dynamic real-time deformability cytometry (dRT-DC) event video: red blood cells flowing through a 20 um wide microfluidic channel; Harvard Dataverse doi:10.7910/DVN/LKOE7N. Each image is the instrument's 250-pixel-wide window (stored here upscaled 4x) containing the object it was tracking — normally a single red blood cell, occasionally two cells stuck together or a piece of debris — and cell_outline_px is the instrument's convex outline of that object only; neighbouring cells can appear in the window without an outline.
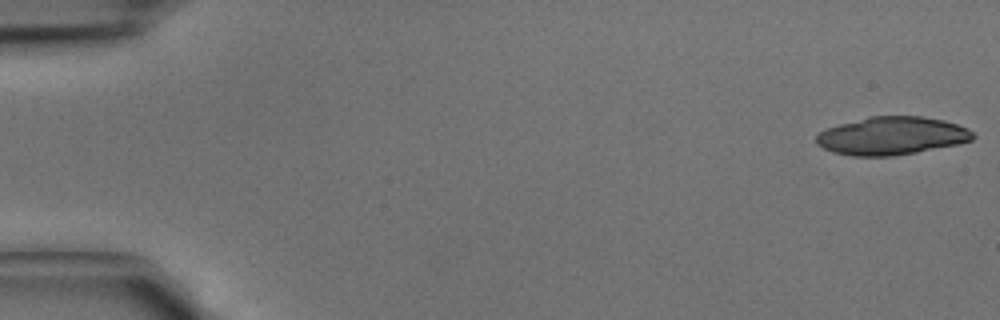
{"species": "common noctule bat (a hibernating species)", "species_latin": "Nyctalus noctula", "temperature_condition": "cold", "stored_images_in_passage": 43, "camera_frame_rate_fps": 3000, "um_per_image_px": 0.085, "animal": {"sex": "male", "body_mass_g": 15.6}, "frame": {"image": 1, "passage_image": 1, "time_ms": 0.0, "image_size_px": [1000, 320], "cell_outline_px": [[976, 136], [972, 140], [956, 144], [916, 152], [892, 156], [852, 156], [832, 152], [816, 144], [816, 136], [820, 132], [828, 128], [840, 124], [868, 116], [920, 116], [944, 120], [968, 128]], "centroid_in_image_um": [75.79, 11.54], "position_along_channel_um": 9.2, "area_um2": 34.56}}